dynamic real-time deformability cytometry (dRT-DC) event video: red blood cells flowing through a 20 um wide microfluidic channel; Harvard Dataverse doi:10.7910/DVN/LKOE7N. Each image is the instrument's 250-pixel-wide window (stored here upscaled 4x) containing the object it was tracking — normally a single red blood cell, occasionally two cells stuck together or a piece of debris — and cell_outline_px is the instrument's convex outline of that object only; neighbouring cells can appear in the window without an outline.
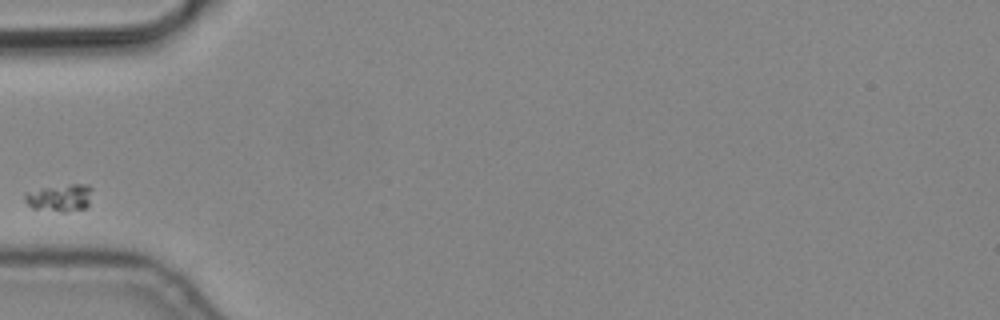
{"species": "common noctule bat (a hibernating species)", "species_latin": "Nyctalus noctula", "temperature_condition": "cold", "stored_images_in_passage": 1, "camera_frame_rate_fps": 3000, "um_per_image_px": 0.085, "animal": {"sex": "male", "body_mass_g": 19.2, "forearm_length_mm": 51.8}, "frame": {"image": 1, "passage_image": 1, "time_ms": 0.0, "image_size_px": [1000, 320], "cell_outline_px": [[92, 188], [88, 204], [84, 208], [64, 212], [60, 212], [32, 208], [24, 200], [24, 192], [40, 188], [68, 184], [88, 184]], "centroid_in_image_um": [5.05, 16.8], "position_along_channel_um": 79.9, "area_um2": 10.81}}